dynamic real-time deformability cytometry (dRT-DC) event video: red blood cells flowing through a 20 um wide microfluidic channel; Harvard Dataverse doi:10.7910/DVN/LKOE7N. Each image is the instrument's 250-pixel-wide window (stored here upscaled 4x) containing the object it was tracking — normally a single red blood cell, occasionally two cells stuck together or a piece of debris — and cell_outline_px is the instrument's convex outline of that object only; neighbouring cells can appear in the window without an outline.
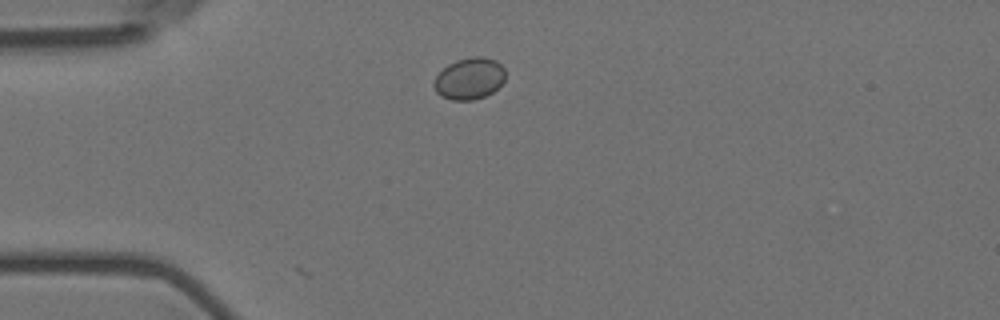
{"species": "Egyptian fruit bat (a non-hibernating species)", "species_latin": "Rousettus aegyptiacus", "temperature_condition": "room temperature", "stored_images_in_passage": 3, "camera_frame_rate_fps": 3000, "um_per_image_px": 0.085, "animal": {"sex": "female"}, "frame": {"image": 1, "passage_image": 1, "time_ms": 0.0, "image_size_px": [1000, 320], "cell_outline_px": [[504, 80], [492, 92], [484, 96], [472, 100], [452, 100], [440, 96], [436, 92], [432, 84], [436, 76], [448, 64], [456, 60], [472, 56], [484, 56], [496, 60], [504, 68]], "centroid_in_image_um": [39.87, 6.67], "position_along_channel_um": 45.1, "area_um2": 17.34}}